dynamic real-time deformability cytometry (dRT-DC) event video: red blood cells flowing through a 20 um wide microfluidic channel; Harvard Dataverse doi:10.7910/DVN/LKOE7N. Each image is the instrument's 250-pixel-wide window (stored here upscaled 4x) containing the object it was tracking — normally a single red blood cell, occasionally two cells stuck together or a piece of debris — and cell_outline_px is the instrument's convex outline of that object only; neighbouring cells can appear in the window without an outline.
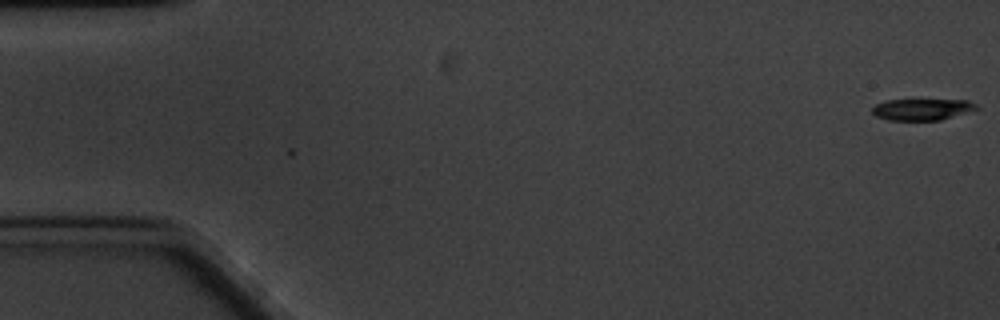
{"species": "common noctule bat (a hibernating species)", "species_latin": "Nyctalus noctula", "temperature_condition": "cold", "stored_images_in_passage": 5, "camera_frame_rate_fps": 3000, "um_per_image_px": 0.085, "animal": {"sex": "male", "body_mass_g": 20.1, "forearm_length_mm": 53.5}, "frame": {"image": 1, "passage_image": 1, "time_ms": 0.0, "image_size_px": [1000, 320], "cell_outline_px": [[980, 108], [940, 120], [888, 120], [876, 116], [872, 112], [872, 108], [876, 104], [884, 100], [968, 100], [976, 104]], "centroid_in_image_um": [78.36, 9.29], "position_along_channel_um": 6.6, "area_um2": 12.95}}
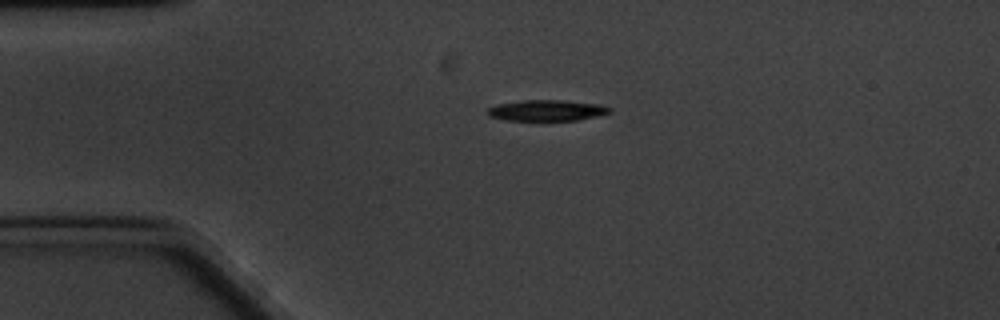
{"frame": {"image": 2, "passage_image": 4, "time_ms": 4.333, "image_size_px": [1000, 320], "cell_outline_px": [[612, 112], [596, 116], [576, 120], [508, 120], [488, 116], [488, 108], [496, 104], [520, 100], [564, 100], [600, 104], [612, 108]], "centroid_in_image_um": [46.49, 9.37], "position_along_channel_um": 38.5, "area_um2": 14.91}}